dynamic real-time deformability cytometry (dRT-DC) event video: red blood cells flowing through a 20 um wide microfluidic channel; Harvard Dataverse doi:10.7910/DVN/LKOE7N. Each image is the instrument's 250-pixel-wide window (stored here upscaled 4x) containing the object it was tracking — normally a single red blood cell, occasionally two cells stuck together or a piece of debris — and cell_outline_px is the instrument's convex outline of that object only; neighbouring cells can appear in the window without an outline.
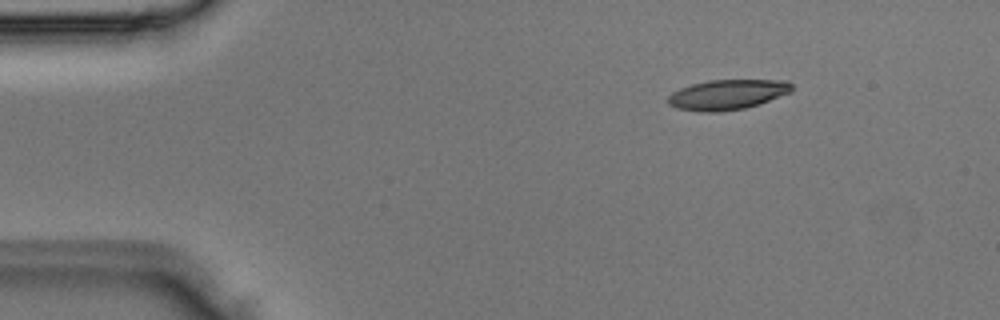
{"species": "Egyptian fruit bat (a non-hibernating species)", "species_latin": "Rousettus aegyptiacus", "temperature_condition": "room temperature", "stored_images_in_passage": 3, "camera_frame_rate_fps": 3000, "um_per_image_px": 0.085, "animal": {"sex": "male"}, "frame": {"image": 1, "passage_image": 1, "time_ms": 0.0, "image_size_px": [1000, 320], "cell_outline_px": [[792, 92], [744, 108], [720, 112], [704, 112], [676, 108], [668, 104], [668, 96], [672, 92], [680, 88], [692, 84], [708, 80], [788, 80], [792, 84]], "centroid_in_image_um": [61.81, 8.03], "position_along_channel_um": 23.2, "area_um2": 21.62}}